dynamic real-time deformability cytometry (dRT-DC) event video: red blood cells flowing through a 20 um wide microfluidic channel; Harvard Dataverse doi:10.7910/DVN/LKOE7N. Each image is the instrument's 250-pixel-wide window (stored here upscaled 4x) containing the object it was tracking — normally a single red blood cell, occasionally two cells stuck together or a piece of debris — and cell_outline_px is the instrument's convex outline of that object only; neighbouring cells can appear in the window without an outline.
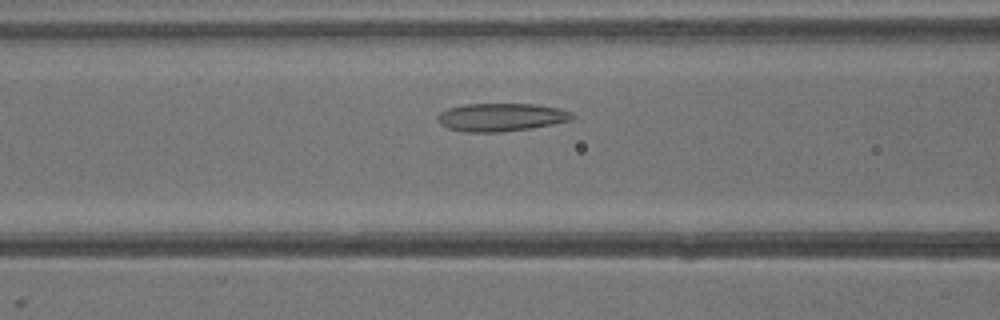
{"species": "common noctule bat (a hibernating species)", "species_latin": "Nyctalus noctula", "temperature_condition": "warm", "stored_images_in_passage": 4, "camera_frame_rate_fps": 3000, "um_per_image_px": 0.085, "animal": {"sex": "male", "body_mass_g": 13.3}, "frame": {"image": 1, "passage_image": 4, "time_ms": 3.667, "image_size_px": [1000, 320], "cell_outline_px": [[576, 116], [572, 120], [552, 124], [504, 132], [464, 132], [448, 128], [440, 124], [436, 116], [440, 112], [448, 108], [464, 104], [536, 104], [560, 108], [572, 112]], "centroid_in_image_um": [42.6, 9.96], "position_along_channel_um": 124.0, "area_um2": 22.14}}